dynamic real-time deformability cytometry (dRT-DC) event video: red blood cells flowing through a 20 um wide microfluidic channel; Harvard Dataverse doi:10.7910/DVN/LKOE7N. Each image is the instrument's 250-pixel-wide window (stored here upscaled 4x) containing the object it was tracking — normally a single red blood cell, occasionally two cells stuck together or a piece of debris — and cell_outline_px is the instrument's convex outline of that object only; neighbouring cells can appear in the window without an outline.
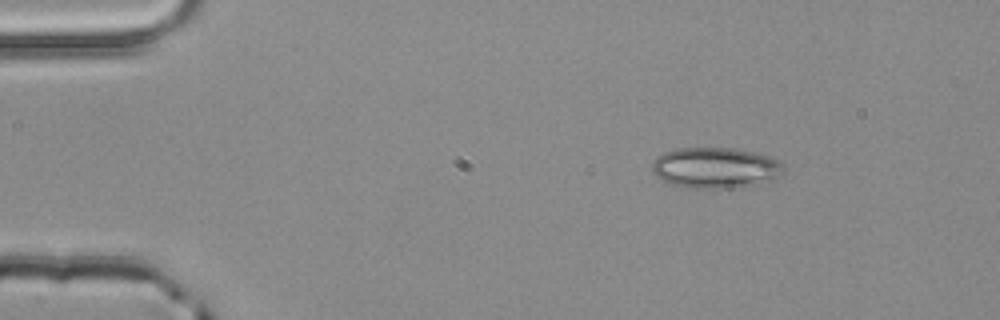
{"species": "common noctule bat (a hibernating species)", "species_latin": "Nyctalus noctula", "temperature_condition": "room temperature", "stored_images_in_passage": 4, "camera_frame_rate_fps": 3000, "um_per_image_px": 0.085, "animal": {"sex": "male", "body_mass_g": 20.4}, "frame": {"image": 1, "passage_image": 2, "time_ms": 0.333, "image_size_px": [1000, 320], "cell_outline_px": [[784, 172], [780, 176], [772, 180], [728, 188], [688, 188], [668, 184], [656, 176], [652, 172], [652, 160], [656, 156], [664, 152], [676, 148], [732, 148], [752, 152], [768, 156], [784, 164]], "centroid_in_image_um": [60.75, 14.26], "position_along_channel_um": 24.3, "area_um2": 31.33}}